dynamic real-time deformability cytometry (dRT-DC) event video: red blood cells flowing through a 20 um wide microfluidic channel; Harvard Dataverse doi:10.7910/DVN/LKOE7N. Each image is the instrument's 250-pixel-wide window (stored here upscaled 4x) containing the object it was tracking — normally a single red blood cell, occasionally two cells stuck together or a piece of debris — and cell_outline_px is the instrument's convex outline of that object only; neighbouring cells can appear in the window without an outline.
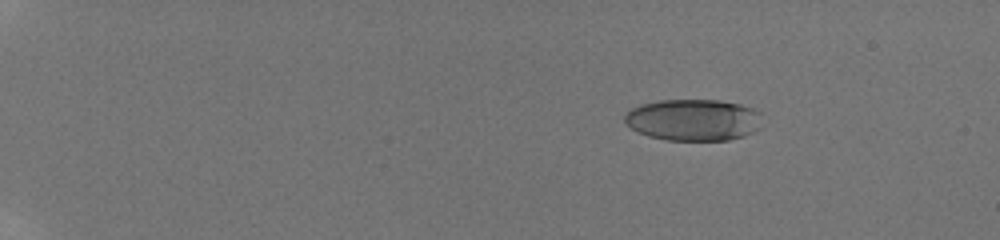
{"species": "human", "species_latin": "Homo sapiens", "temperature_condition": "room temperature", "stored_images_in_passage": 35, "camera_frame_rate_fps": 3000, "um_per_image_px": 0.085, "donor": {"sex": "male"}, "frame": {"image": 1, "passage_image": 18, "time_ms": 3.333, "image_size_px": [1000, 240], "cell_outline_px": [[760, 128], [744, 136], [728, 140], [664, 140], [648, 136], [636, 132], [624, 124], [624, 116], [632, 108], [640, 104], [660, 100], [720, 100], [740, 104], [752, 108], [760, 112]], "centroid_in_image_um": [58.9, 10.19], "position_along_channel_um": 26.1, "area_um2": 33.64}}
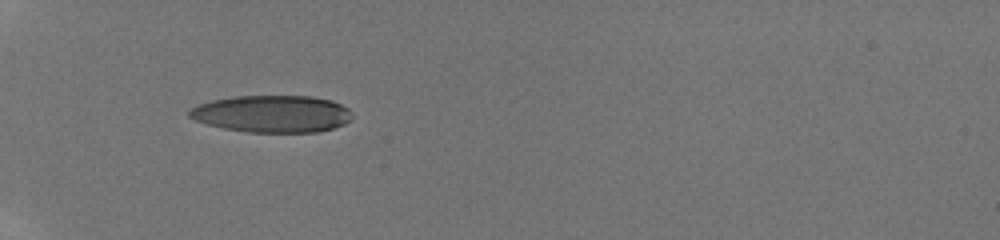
{"frame": {"image": 2, "passage_image": 34, "time_ms": 7.333, "image_size_px": [1000, 240], "cell_outline_px": [[352, 120], [344, 124], [320, 132], [248, 132], [224, 128], [208, 124], [196, 120], [188, 116], [188, 112], [192, 108], [200, 104], [212, 100], [236, 96], [312, 96], [332, 100], [348, 108], [352, 112]], "centroid_in_image_um": [23.18, 9.67], "position_along_channel_um": 61.8, "area_um2": 35.2}}